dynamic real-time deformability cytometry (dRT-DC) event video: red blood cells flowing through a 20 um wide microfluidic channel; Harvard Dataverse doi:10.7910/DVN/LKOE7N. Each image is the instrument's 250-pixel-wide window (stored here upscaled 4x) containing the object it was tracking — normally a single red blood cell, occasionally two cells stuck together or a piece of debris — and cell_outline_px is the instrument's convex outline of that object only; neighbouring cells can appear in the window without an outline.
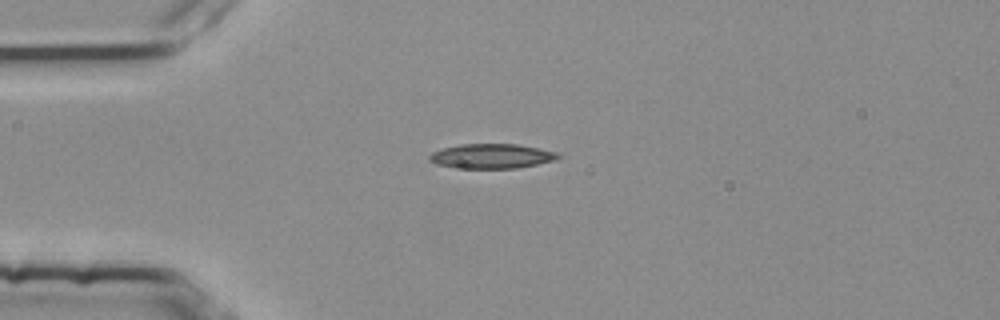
{"species": "common noctule bat (a hibernating species)", "species_latin": "Nyctalus noctula", "temperature_condition": "room temperature", "stored_images_in_passage": 2, "camera_frame_rate_fps": 3000, "um_per_image_px": 0.085, "animal": {"sex": "female", "body_mass_g": 25.1}, "frame": {"image": 1, "passage_image": 1, "time_ms": 0.0, "image_size_px": [1000, 320], "cell_outline_px": [[560, 160], [516, 168], [452, 168], [436, 164], [428, 160], [428, 156], [432, 152], [444, 148], [460, 144], [520, 144], [560, 152]], "centroid_in_image_um": [41.84, 13.27], "position_along_channel_um": 43.2, "area_um2": 18.84}}